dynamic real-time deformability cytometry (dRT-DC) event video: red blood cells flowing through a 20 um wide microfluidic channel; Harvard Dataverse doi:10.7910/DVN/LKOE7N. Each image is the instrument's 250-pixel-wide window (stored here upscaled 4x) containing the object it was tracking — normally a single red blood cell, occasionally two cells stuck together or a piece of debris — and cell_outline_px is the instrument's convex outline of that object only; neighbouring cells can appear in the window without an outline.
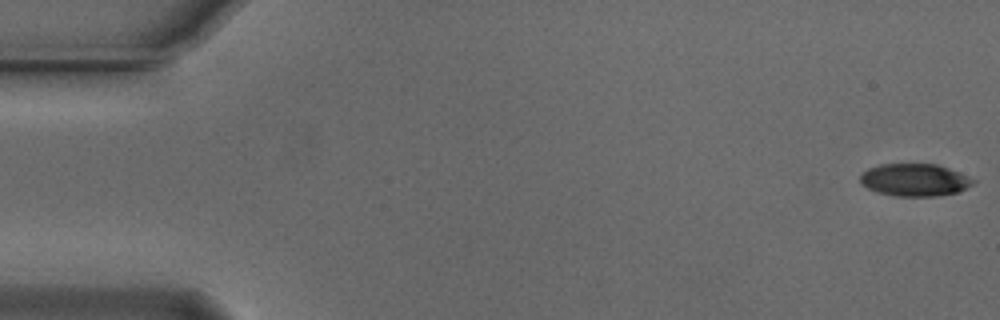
{"species": "Egyptian fruit bat (a non-hibernating species)", "species_latin": "Rousettus aegyptiacus", "temperature_condition": "cold", "stored_images_in_passage": 55, "camera_frame_rate_fps": 3000, "um_per_image_px": 0.085, "animal": {"sex": "male"}, "frame": {"image": 1, "passage_image": 1, "time_ms": 0.0, "image_size_px": [1000, 320], "cell_outline_px": [[976, 180], [972, 184], [956, 192], [936, 196], [896, 196], [880, 192], [868, 188], [860, 180], [860, 176], [868, 168], [880, 164], [936, 164], [960, 172]], "centroid_in_image_um": [77.76, 15.28], "position_along_channel_um": 7.2, "area_um2": 21.04}}
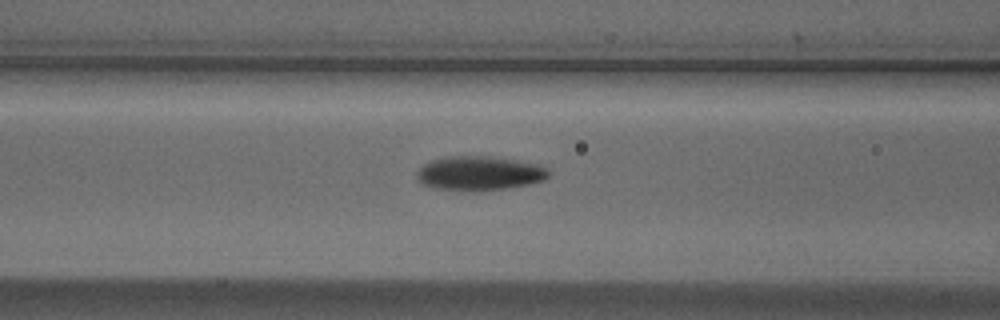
{"frame": {"image": 2, "passage_image": 22, "time_ms": 7.0, "image_size_px": [1000, 320], "cell_outline_px": [[552, 176], [544, 180], [528, 184], [504, 188], [476, 192], [460, 192], [436, 188], [424, 184], [416, 176], [416, 172], [424, 164], [432, 160], [444, 156], [488, 156], [544, 164], [548, 168]], "centroid_in_image_um": [40.8, 14.73], "position_along_channel_um": 125.8, "area_um2": 26.82}}
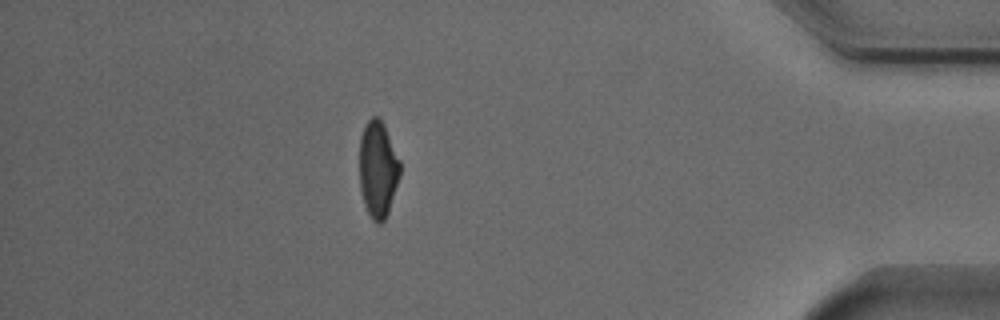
{"frame": {"image": 3, "passage_image": 48, "time_ms": 15.667, "image_size_px": [1000, 320], "cell_outline_px": [[400, 176], [388, 212], [384, 220], [380, 224], [376, 224], [372, 220], [364, 204], [360, 188], [360, 136], [368, 120], [372, 116], [376, 116], [384, 124], [400, 160]], "centroid_in_image_um": [32.13, 14.4], "position_along_channel_um": 403.1, "area_um2": 22.77}, "authors_computed_cell_mechanics": {"area_um2": 23.698, "velocity_mm_per_s": 3.7459, "shape_relaxation_time_tau1_ms": 3.0771, "shape_relaxation_time_tau2_ms": 2.9359, "deformation_change_tau1": 0.1237, "deformation_change_tau2": 0.088}}